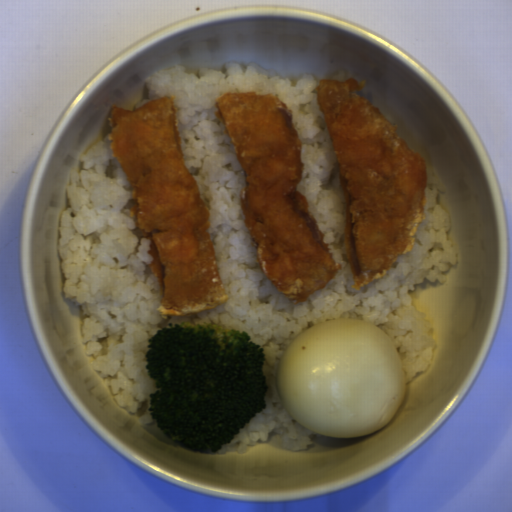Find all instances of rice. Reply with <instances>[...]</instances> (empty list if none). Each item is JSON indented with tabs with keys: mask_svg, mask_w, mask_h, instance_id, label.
Segmentation results:
<instances>
[{
	"mask_svg": "<svg viewBox=\"0 0 512 512\" xmlns=\"http://www.w3.org/2000/svg\"><path fill=\"white\" fill-rule=\"evenodd\" d=\"M144 80L147 95L134 111L158 97L170 98L175 107L184 165L210 213V239L227 298L192 317L160 316L158 281L148 269L152 242L131 215L129 180L108 136L85 152L65 190L58 244L62 292L80 311L88 360L117 406L135 414L143 425L157 424L149 413L155 381L147 373L146 347L148 339L170 323L245 331L265 350L266 408L215 452L222 455L244 453L269 440L273 432L283 448L305 451L321 435L287 412L276 382L284 351L318 323L356 319L380 327L399 355L405 384L428 370L437 346L434 327L411 295L424 280L444 284V273L459 262L450 237L451 219L439 201L447 190L439 172L426 167L425 212L410 252L385 275L355 290L345 244L343 184L315 92L320 80L313 73L293 80L258 63L237 61L226 63L224 70L204 68L197 73L177 64ZM226 92L271 94L292 111L304 165L298 190L341 264L326 287L296 305L259 268L240 205L245 174L215 113L216 98Z\"/></svg>",
	"mask_w": 512,
	"mask_h": 512,
	"instance_id": "rice-1",
	"label": "rice"
},
{
	"mask_svg": "<svg viewBox=\"0 0 512 512\" xmlns=\"http://www.w3.org/2000/svg\"><path fill=\"white\" fill-rule=\"evenodd\" d=\"M345 80H354L353 76L349 71L338 70L333 77L334 82H341Z\"/></svg>",
	"mask_w": 512,
	"mask_h": 512,
	"instance_id": "rice-2",
	"label": "rice"
}]
</instances>
